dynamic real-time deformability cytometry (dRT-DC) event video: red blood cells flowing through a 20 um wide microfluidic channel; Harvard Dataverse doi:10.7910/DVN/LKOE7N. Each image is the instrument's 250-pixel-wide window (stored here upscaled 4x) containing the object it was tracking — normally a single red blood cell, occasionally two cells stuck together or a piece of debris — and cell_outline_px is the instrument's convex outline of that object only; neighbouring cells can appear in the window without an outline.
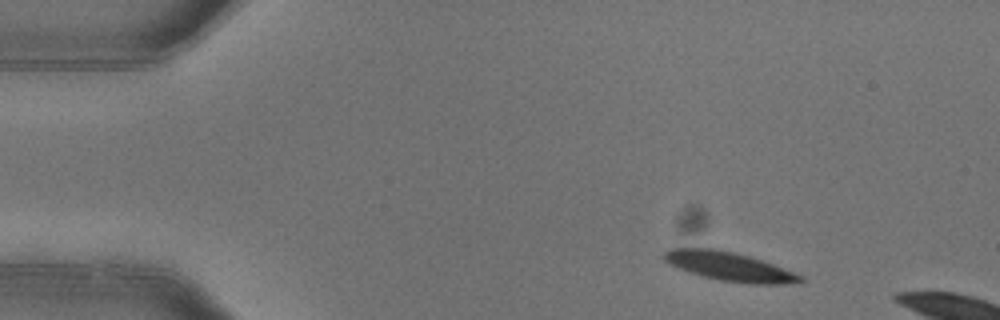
{"species": "common noctule bat (a hibernating species)", "species_latin": "Nyctalus noctula", "temperature_condition": "warm", "stored_images_in_passage": 4, "camera_frame_rate_fps": 3000, "um_per_image_px": 0.085, "animal": {"sex": "female"}, "frame": {"image": 1, "passage_image": 1, "time_ms": 0.0, "image_size_px": [1000, 320], "cell_outline_px": [[804, 280], [800, 284], [752, 284], [720, 280], [688, 272], [664, 260], [664, 252], [668, 248], [716, 248], [748, 256], [772, 264], [804, 276]], "centroid_in_image_um": [62.04, 22.66], "position_along_channel_um": 23.0, "area_um2": 22.77}}